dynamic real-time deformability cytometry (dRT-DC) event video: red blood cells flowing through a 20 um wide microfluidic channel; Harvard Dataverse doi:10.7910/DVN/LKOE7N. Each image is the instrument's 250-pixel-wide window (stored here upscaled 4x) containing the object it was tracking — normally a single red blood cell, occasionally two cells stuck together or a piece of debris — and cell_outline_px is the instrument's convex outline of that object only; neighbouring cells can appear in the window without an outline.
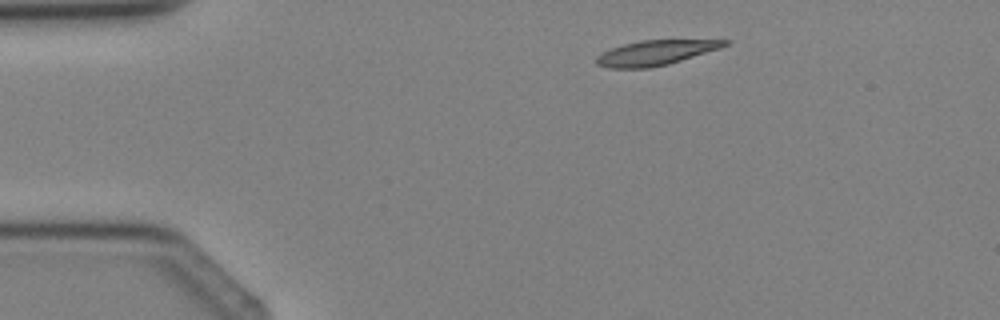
{"species": "Egyptian fruit bat (a non-hibernating species)", "species_latin": "Rousettus aegyptiacus", "temperature_condition": "cold", "stored_images_in_passage": 2, "camera_frame_rate_fps": 3000, "um_per_image_px": 0.085, "animal": {"sex": "female"}, "frame": {"image": 1, "passage_image": 1, "time_ms": 0.0, "image_size_px": [1000, 320], "cell_outline_px": [[728, 44], [720, 48], [668, 64], [652, 68], [608, 68], [596, 64], [596, 56], [612, 48], [624, 44], [640, 40], [728, 40]], "centroid_in_image_um": [55.69, 4.49], "position_along_channel_um": 29.3, "area_um2": 18.38}}